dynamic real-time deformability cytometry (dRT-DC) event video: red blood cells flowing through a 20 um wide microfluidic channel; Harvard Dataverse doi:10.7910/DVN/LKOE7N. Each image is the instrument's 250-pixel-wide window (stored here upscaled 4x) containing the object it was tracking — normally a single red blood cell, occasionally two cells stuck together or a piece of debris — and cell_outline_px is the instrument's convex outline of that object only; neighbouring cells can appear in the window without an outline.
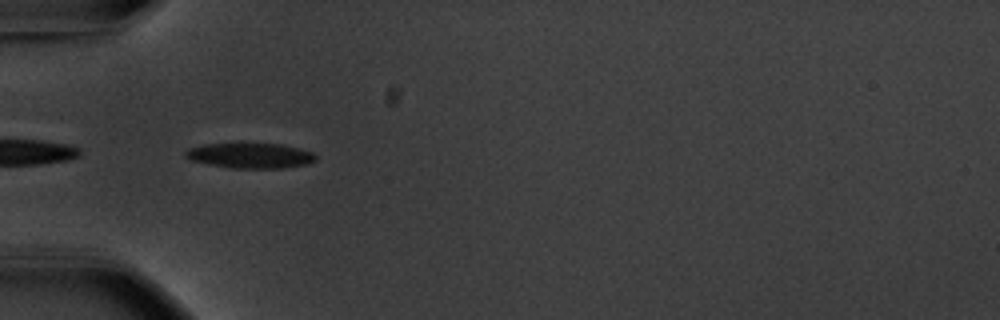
{"species": "common noctule bat (a hibernating species)", "species_latin": "Nyctalus noctula", "temperature_condition": "warm", "stored_images_in_passage": 23, "camera_frame_rate_fps": 3000, "um_per_image_px": 0.085, "animal": {"sex": "male", "body_mass_g": 20.1, "forearm_length_mm": 53.5}, "frame": {"image": 1, "passage_image": 1, "time_ms": 0.0, "image_size_px": [1000, 320], "cell_outline_px": [[316, 160], [308, 164], [284, 168], [232, 168], [208, 164], [192, 160], [184, 156], [184, 152], [188, 148], [204, 144], [236, 140], [280, 144], [312, 152], [316, 156]], "centroid_in_image_um": [21.21, 13.17], "position_along_channel_um": 63.8, "area_um2": 20.06}}